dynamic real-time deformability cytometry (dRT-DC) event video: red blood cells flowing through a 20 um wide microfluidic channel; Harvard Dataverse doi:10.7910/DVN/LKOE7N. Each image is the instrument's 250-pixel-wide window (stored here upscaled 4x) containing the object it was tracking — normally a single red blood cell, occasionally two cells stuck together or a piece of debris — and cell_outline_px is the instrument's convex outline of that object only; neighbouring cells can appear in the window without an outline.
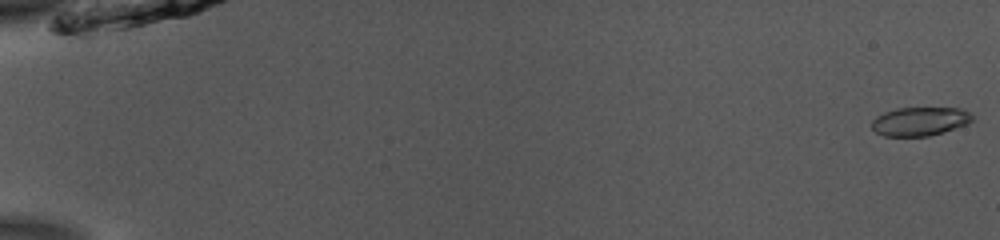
{"species": "common noctule bat (a hibernating species)", "species_latin": "Nyctalus noctula", "temperature_condition": "room temperature", "stored_images_in_passage": 53, "camera_frame_rate_fps": 3000, "um_per_image_px": 0.085, "animal": {"sex": "male", "body_mass_g": 13.0, "forearm_length_mm": 53.1}, "frame": {"image": 1, "passage_image": 1, "time_ms": 0.0, "image_size_px": [1000, 240], "cell_outline_px": [[972, 120], [968, 124], [944, 132], [928, 136], [884, 136], [876, 132], [872, 128], [872, 120], [876, 116], [884, 112], [896, 108], [964, 108], [972, 112]], "centroid_in_image_um": [78.22, 10.31], "position_along_channel_um": 6.8, "area_um2": 16.99}}
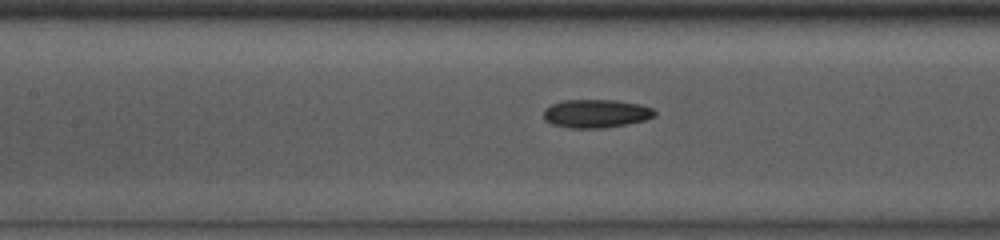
{"frame": {"image": 2, "passage_image": 26, "time_ms": 8.333, "image_size_px": [1000, 240], "cell_outline_px": [[656, 116], [644, 120], [604, 128], [568, 128], [552, 124], [544, 120], [544, 108], [560, 100], [612, 100], [640, 104], [652, 108], [656, 112]], "centroid_in_image_um": [50.63, 9.65], "position_along_channel_um": 156.8, "area_um2": 18.38}}
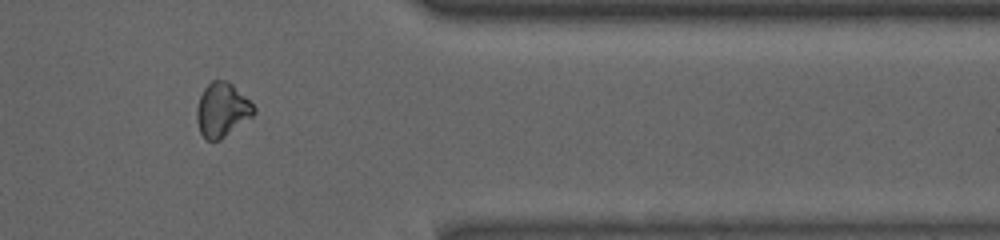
{"frame": {"image": 3, "passage_image": 45, "time_ms": 14.667, "image_size_px": [1000, 240], "cell_outline_px": [[256, 112], [252, 116], [220, 140], [208, 140], [200, 132], [196, 120], [196, 108], [200, 96], [204, 88], [212, 80], [228, 80], [256, 108]], "centroid_in_image_um": [18.85, 9.33], "position_along_channel_um": 392.5, "area_um2": 17.8}, "authors_computed_cell_mechanics": {"area_um2": 17.6868, "velocity_mm_per_s": 3.896, "shape_relaxation_time_tau1_ms": 9.5229, "shape_relaxation_time_tau2_ms": 1.8553, "deformation_change_tau1": 0.1033, "deformation_change_tau2": 0.0775}}